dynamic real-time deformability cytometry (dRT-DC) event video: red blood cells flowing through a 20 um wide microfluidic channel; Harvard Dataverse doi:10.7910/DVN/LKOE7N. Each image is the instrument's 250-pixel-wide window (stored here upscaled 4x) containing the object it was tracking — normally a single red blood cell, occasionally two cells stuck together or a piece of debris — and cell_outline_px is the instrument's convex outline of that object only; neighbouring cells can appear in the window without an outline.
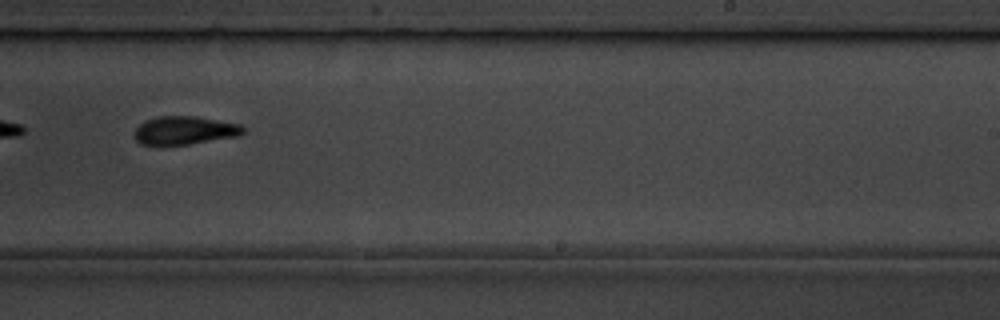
{"species": "common noctule bat (a hibernating species)", "species_latin": "Nyctalus noctula", "temperature_condition": "room temperature", "stored_images_in_passage": 9, "camera_frame_rate_fps": 3000, "um_per_image_px": 0.085, "animal": {"sex": "male", "body_mass_g": 19.5, "forearm_length_mm": 54.6}, "frame": {"image": 1, "passage_image": 9, "time_ms": 9.0, "image_size_px": [1000, 320], "cell_outline_px": [[244, 132], [240, 136], [188, 144], [140, 144], [136, 140], [136, 128], [144, 120], [156, 116], [196, 116], [240, 124], [244, 128]], "centroid_in_image_um": [15.72, 11.07], "position_along_channel_um": 273.3, "area_um2": 17.8}}